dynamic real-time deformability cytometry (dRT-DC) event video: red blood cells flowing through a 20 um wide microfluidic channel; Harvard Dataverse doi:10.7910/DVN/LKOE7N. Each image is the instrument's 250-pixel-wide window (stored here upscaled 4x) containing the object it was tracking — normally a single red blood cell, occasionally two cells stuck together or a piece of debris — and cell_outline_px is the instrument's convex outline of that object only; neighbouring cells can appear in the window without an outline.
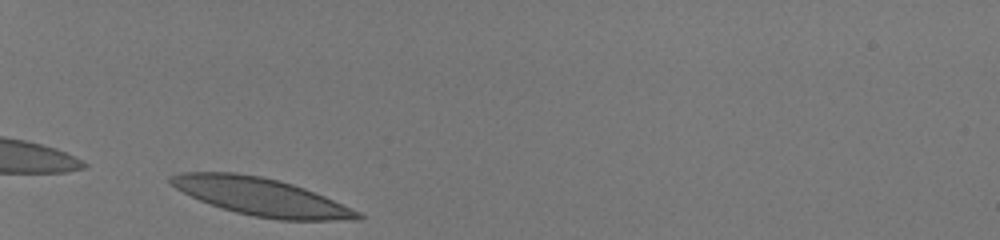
{"species": "human", "species_latin": "Homo sapiens", "temperature_condition": "room temperature", "stored_images_in_passage": 30, "camera_frame_rate_fps": 3000, "um_per_image_px": 0.085, "donor": {"sex": "male"}, "frame": {"image": 1, "passage_image": 1, "time_ms": 0.0, "image_size_px": [1000, 240], "cell_outline_px": [[364, 216], [360, 220], [280, 220], [256, 216], [236, 212], [200, 200], [176, 188], [168, 180], [168, 176], [184, 172], [236, 172], [260, 176], [280, 180], [304, 188], [324, 196], [360, 212]], "centroid_in_image_um": [22.22, 16.72], "position_along_channel_um": 62.8, "area_um2": 40.52}}
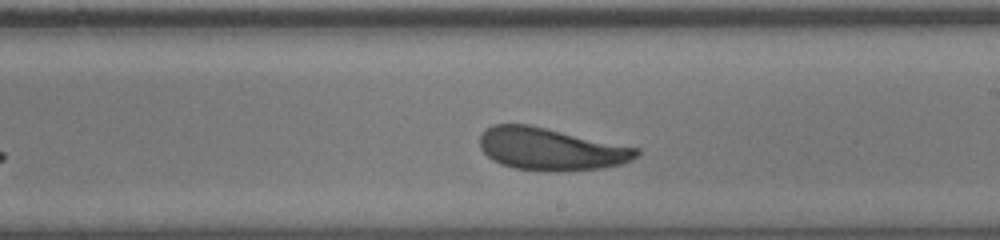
{"frame": {"image": 2, "passage_image": 17, "time_ms": 5.333, "image_size_px": [1000, 240], "cell_outline_px": [[640, 156], [624, 164], [600, 168], [556, 172], [548, 172], [516, 168], [500, 164], [492, 160], [480, 148], [480, 136], [484, 128], [492, 124], [528, 124], [640, 148]], "centroid_in_image_um": [46.83, 12.67], "position_along_channel_um": 242.2, "area_um2": 39.07}}
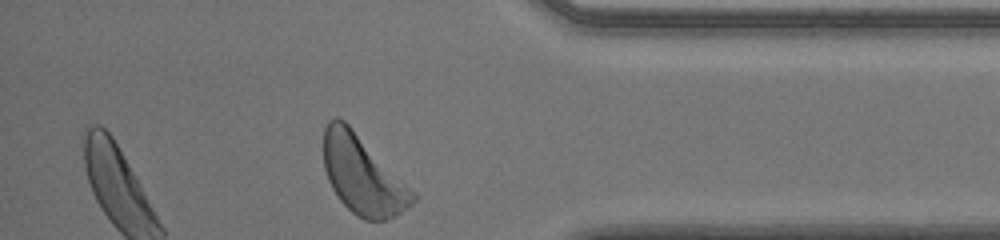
{"frame": {"image": 3, "passage_image": 30, "time_ms": 9.667, "image_size_px": [1000, 240], "cell_outline_px": [[420, 196], [412, 204], [388, 220], [364, 220], [356, 216], [340, 200], [332, 188], [328, 180], [324, 168], [324, 128], [328, 120], [336, 116], [344, 120]], "centroid_in_image_um": [30.84, 14.89], "position_along_channel_um": 404.4, "area_um2": 40.69}, "authors_computed_cell_mechanics": {"area_um2": 39.1884, "velocity_mm_per_s": 3.9643, "shape_relaxation_time_tau1_ms": 2.7954, "shape_relaxation_time_tau2_ms": 3.5627, "deformation_change_tau1": 0.1198, "deformation_change_tau2": 0.1245}}